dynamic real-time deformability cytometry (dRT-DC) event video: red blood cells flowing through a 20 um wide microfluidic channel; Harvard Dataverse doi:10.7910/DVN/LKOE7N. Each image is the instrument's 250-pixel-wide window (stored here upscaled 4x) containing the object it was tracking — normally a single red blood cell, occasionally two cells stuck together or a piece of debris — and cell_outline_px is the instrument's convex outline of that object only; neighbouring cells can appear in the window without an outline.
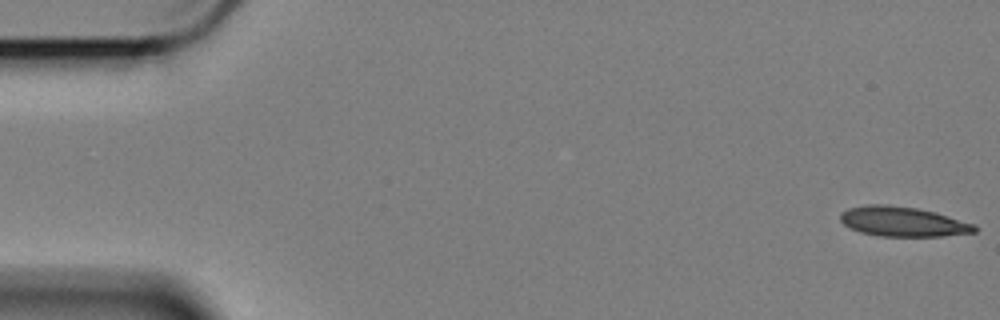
{"species": "Egyptian fruit bat (a non-hibernating species)", "species_latin": "Rousettus aegyptiacus", "temperature_condition": "cold", "stored_images_in_passage": 19, "camera_frame_rate_fps": 3000, "um_per_image_px": 0.085, "animal": {"sex": "female"}, "frame": {"image": 1, "passage_image": 1, "time_ms": 0.0, "image_size_px": [1000, 320], "cell_outline_px": [[976, 232], [940, 236], [880, 236], [860, 232], [844, 224], [840, 220], [840, 212], [848, 208], [868, 204], [880, 204], [916, 208], [936, 212], [976, 224]], "centroid_in_image_um": [76.74, 18.83], "position_along_channel_um": 8.3, "area_um2": 23.24}}
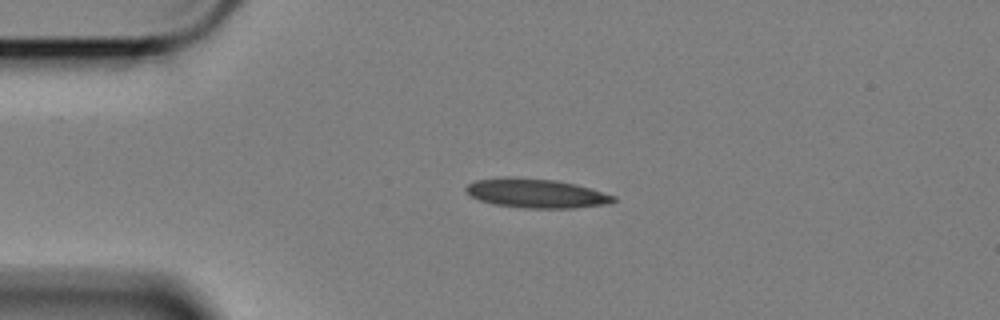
{"frame": {"image": 2, "passage_image": 13, "time_ms": 4.0, "image_size_px": [1000, 320], "cell_outline_px": [[616, 200], [604, 204], [572, 208], [524, 208], [492, 204], [480, 200], [472, 196], [464, 188], [468, 184], [476, 180], [504, 176], [512, 176], [556, 180], [576, 184], [616, 196]], "centroid_in_image_um": [45.54, 16.42], "position_along_channel_um": 39.5, "area_um2": 25.09}}
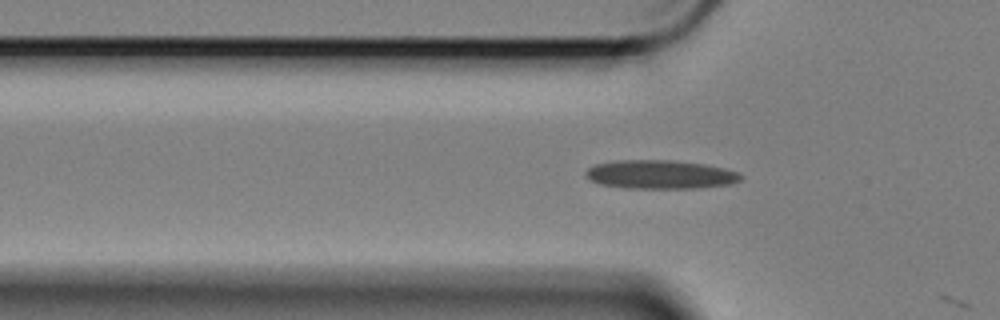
{"frame": {"image": 3, "passage_image": 18, "time_ms": 5.667, "image_size_px": [1000, 320], "cell_outline_px": [[744, 176], [740, 180], [732, 184], [700, 188], [624, 188], [600, 184], [588, 180], [584, 176], [584, 172], [588, 168], [596, 164], [616, 160], [676, 160], [704, 164], [724, 168], [736, 172]], "centroid_in_image_um": [56.1, 14.83], "position_along_channel_um": 69.7, "area_um2": 26.24}}